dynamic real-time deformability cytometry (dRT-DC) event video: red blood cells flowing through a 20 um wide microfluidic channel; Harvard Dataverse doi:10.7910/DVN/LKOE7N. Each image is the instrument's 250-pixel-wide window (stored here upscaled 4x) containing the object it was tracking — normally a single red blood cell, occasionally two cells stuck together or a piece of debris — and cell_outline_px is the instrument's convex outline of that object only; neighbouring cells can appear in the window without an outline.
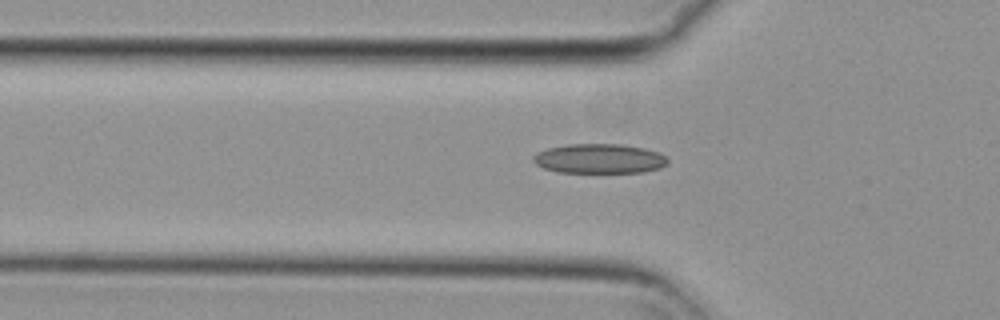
{"species": "common noctule bat (a hibernating species)", "species_latin": "Nyctalus noctula", "temperature_condition": "cold", "stored_images_in_passage": 45, "camera_frame_rate_fps": 3000, "um_per_image_px": 0.085, "animal": {"sex": "female", "body_mass_g": 29.2, "forearm_length_mm": 56.3}, "frame": {"image": 1, "passage_image": 12, "time_ms": 3.667, "image_size_px": [1000, 320], "cell_outline_px": [[668, 164], [660, 168], [644, 172], [556, 172], [544, 168], [536, 164], [532, 160], [532, 156], [536, 152], [548, 148], [568, 144], [620, 144], [644, 148], [660, 152], [668, 160]], "centroid_in_image_um": [50.94, 13.48], "position_along_channel_um": 74.9, "area_um2": 23.29}}
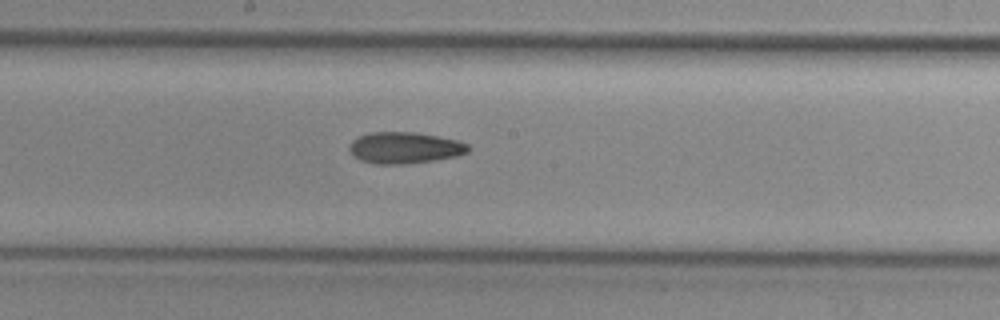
{"frame": {"image": 2, "passage_image": 23, "time_ms": 7.333, "image_size_px": [1000, 320], "cell_outline_px": [[468, 152], [460, 156], [404, 164], [372, 164], [360, 160], [348, 148], [348, 144], [352, 140], [360, 136], [372, 132], [416, 132], [456, 140], [468, 144]], "centroid_in_image_um": [34.38, 12.56], "position_along_channel_um": 213.8, "area_um2": 21.68}}
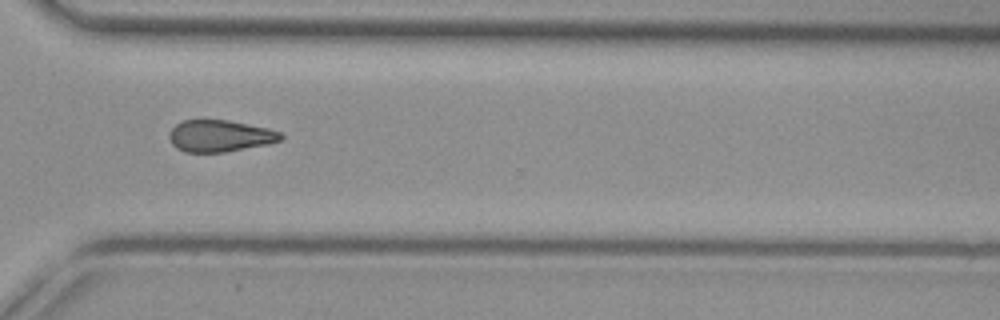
{"frame": {"image": 3, "passage_image": 34, "time_ms": 11.0, "image_size_px": [1000, 320], "cell_outline_px": [[284, 136], [280, 140], [268, 144], [224, 152], [184, 152], [176, 148], [172, 144], [168, 136], [168, 132], [176, 124], [184, 120], [228, 120], [268, 128], [280, 132]], "centroid_in_image_um": [18.66, 11.55], "position_along_channel_um": 351.9, "area_um2": 20.63}}